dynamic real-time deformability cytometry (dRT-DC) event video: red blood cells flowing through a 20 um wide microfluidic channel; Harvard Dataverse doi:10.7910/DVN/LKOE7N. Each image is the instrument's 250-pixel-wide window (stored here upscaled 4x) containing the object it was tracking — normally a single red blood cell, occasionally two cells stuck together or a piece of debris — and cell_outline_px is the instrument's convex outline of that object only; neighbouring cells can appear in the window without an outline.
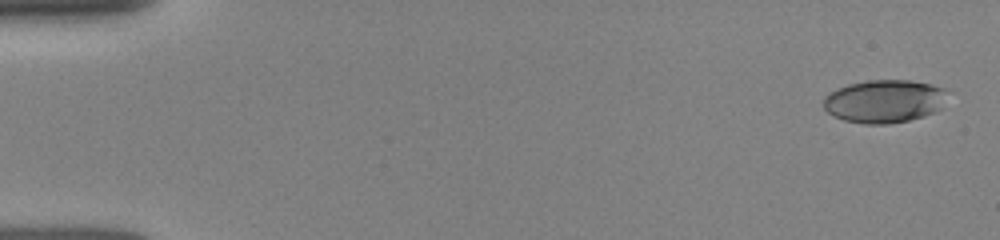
{"species": "human", "species_latin": "Homo sapiens", "temperature_condition": "room temperature", "stored_images_in_passage": 41, "camera_frame_rate_fps": 3000, "um_per_image_px": 0.085, "donor": {"sex": "female"}, "frame": {"image": 1, "passage_image": 1, "time_ms": 0.0, "image_size_px": [1000, 240], "cell_outline_px": [[944, 108], [924, 116], [908, 120], [888, 124], [864, 124], [844, 120], [828, 112], [824, 108], [824, 96], [828, 92], [848, 84], [868, 80], [908, 80], [932, 84], [944, 88]], "centroid_in_image_um": [75.16, 8.6], "position_along_channel_um": 9.8, "area_um2": 31.1}}
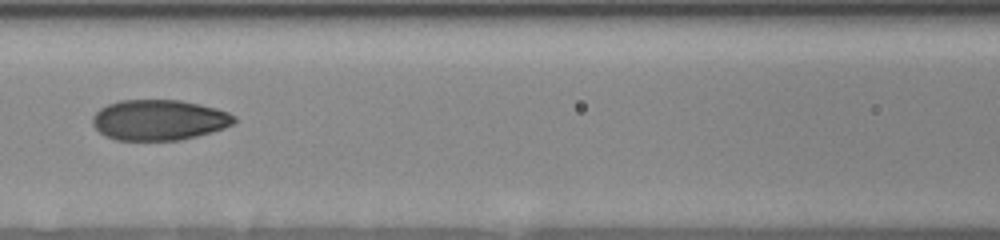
{"frame": {"image": 2, "passage_image": 21, "time_ms": 7.0, "image_size_px": [1000, 240], "cell_outline_px": [[236, 120], [232, 124], [224, 128], [212, 132], [180, 140], [116, 140], [104, 136], [92, 124], [92, 116], [100, 108], [108, 104], [120, 100], [180, 100], [200, 104], [216, 108], [228, 112], [236, 116]], "centroid_in_image_um": [13.51, 10.2], "position_along_channel_um": 153.1, "area_um2": 33.58}}
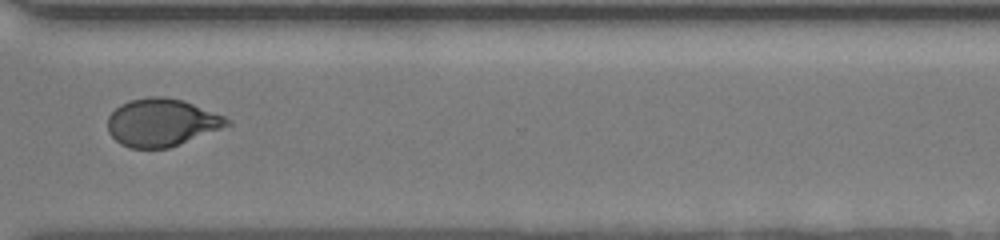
{"frame": {"image": 3, "passage_image": 40, "time_ms": 12.0, "image_size_px": [1000, 240], "cell_outline_px": [[232, 124], [168, 148], [128, 148], [120, 144], [108, 132], [108, 116], [120, 104], [132, 100], [148, 96], [164, 96], [180, 100], [192, 104], [224, 116], [232, 120]], "centroid_in_image_um": [13.71, 10.41], "position_along_channel_um": 356.9, "area_um2": 32.83}}